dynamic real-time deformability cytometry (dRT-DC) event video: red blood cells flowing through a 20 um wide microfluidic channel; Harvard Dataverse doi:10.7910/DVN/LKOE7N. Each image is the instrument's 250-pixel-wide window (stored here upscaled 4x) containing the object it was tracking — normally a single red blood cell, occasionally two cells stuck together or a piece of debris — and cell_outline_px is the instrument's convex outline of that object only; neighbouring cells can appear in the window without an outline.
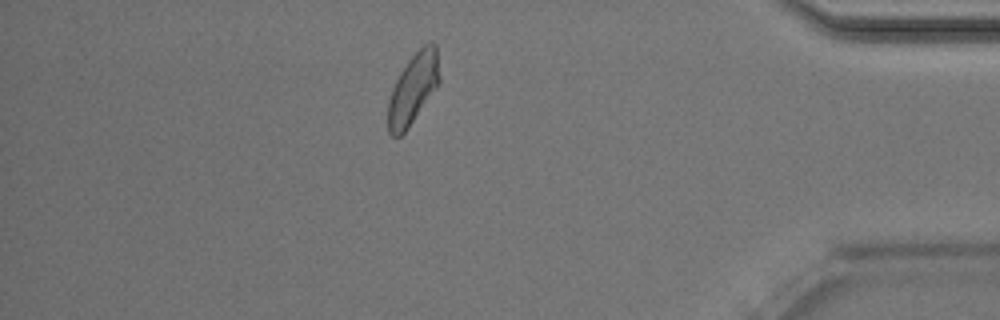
{"species": "Egyptian fruit bat (a non-hibernating species)", "species_latin": "Rousettus aegyptiacus", "temperature_condition": "room temperature", "stored_images_in_passage": 43, "camera_frame_rate_fps": 3000, "um_per_image_px": 0.085, "animal": {"sex": "male"}, "frame": {"image": 1, "passage_image": 37, "time_ms": 12.0, "image_size_px": [1000, 320], "cell_outline_px": [[440, 80], [436, 88], [408, 128], [400, 136], [392, 136], [388, 132], [388, 100], [392, 88], [400, 72], [408, 60], [424, 44], [432, 40], [436, 44], [440, 76]], "centroid_in_image_um": [35.11, 7.52], "position_along_channel_um": 400.1, "area_um2": 21.1}, "authors_computed_cell_mechanics": {"area_um2": 21.6172, "velocity_mm_per_s": 4.0023, "shape_relaxation_time_tau1_ms": 2.4037, "shape_relaxation_time_tau2_ms": 1.6505, "deformation_change_tau1": 0.1404, "deformation_change_tau2": 0.0773}}